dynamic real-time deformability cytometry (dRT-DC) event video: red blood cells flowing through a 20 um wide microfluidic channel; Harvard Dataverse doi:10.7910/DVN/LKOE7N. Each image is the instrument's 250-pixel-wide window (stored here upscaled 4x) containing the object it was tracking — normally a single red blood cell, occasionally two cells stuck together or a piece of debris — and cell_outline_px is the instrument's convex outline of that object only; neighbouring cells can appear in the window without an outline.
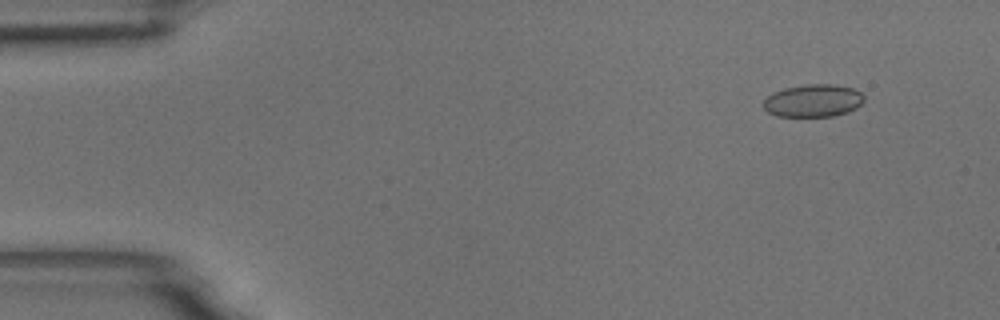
{"species": "common noctule bat (a hibernating species)", "species_latin": "Nyctalus noctula", "temperature_condition": "room temperature", "stored_images_in_passage": 34, "camera_frame_rate_fps": 3000, "um_per_image_px": 0.085, "animal": {"sex": "male", "body_mass_g": 18.8}, "frame": {"image": 1, "passage_image": 6, "time_ms": 1.667, "image_size_px": [1000, 320], "cell_outline_px": [[864, 100], [856, 108], [848, 112], [832, 116], [776, 116], [768, 112], [764, 108], [764, 100], [772, 92], [784, 88], [804, 84], [832, 84], [852, 88], [860, 92], [864, 96]], "centroid_in_image_um": [69.11, 8.55], "position_along_channel_um": 15.9, "area_um2": 19.13}}
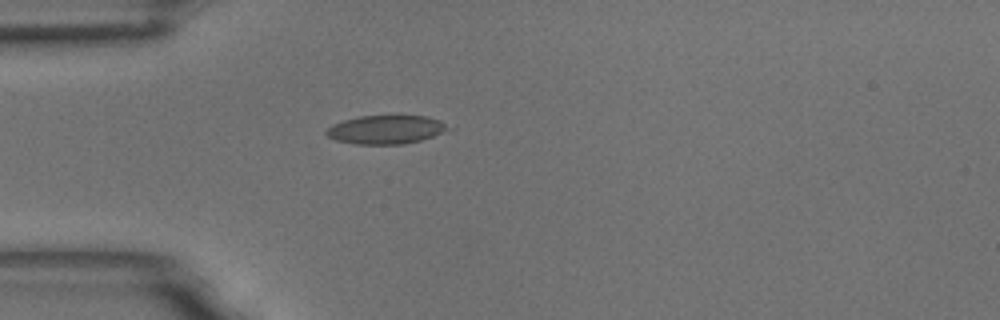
{"frame": {"image": 2, "passage_image": 17, "time_ms": 5.333, "image_size_px": [1000, 320], "cell_outline_px": [[456, 128], [420, 140], [404, 144], [356, 144], [336, 140], [328, 136], [324, 132], [332, 124], [344, 120], [360, 116], [396, 112], [428, 116], [440, 120]], "centroid_in_image_um": [32.89, 10.95], "position_along_channel_um": 52.1, "area_um2": 21.39}}
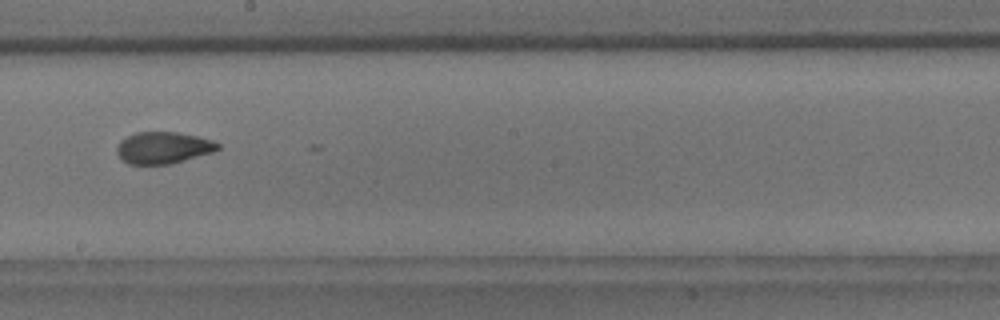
{"frame": {"image": 3, "passage_image": 33, "time_ms": 10.667, "image_size_px": [1000, 320], "cell_outline_px": [[220, 148], [212, 152], [172, 164], [128, 164], [120, 160], [116, 152], [116, 148], [120, 140], [136, 132], [176, 132], [196, 136], [212, 140], [220, 144]], "centroid_in_image_um": [13.84, 12.56], "position_along_channel_um": 234.4, "area_um2": 18.79}}